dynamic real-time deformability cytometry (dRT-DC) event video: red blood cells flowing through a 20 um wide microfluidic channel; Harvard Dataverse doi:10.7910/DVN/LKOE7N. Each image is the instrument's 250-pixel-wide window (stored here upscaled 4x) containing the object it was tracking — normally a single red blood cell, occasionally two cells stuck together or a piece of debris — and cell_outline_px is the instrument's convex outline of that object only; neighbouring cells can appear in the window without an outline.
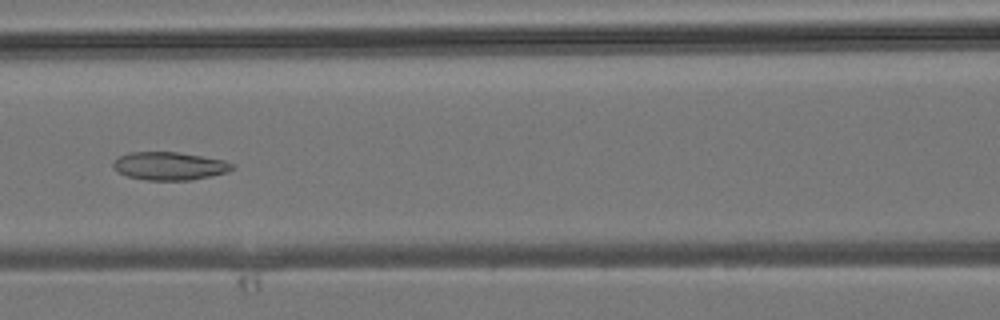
{"species": "common noctule bat (a hibernating species)", "species_latin": "Nyctalus noctula", "temperature_condition": "room temperature", "stored_images_in_passage": 42, "camera_frame_rate_fps": 3000, "um_per_image_px": 0.085, "animal": {"sex": "male", "body_mass_g": 19.2, "forearm_length_mm": 51.8}, "frame": {"image": 1, "passage_image": 19, "time_ms": 6.0, "image_size_px": [1000, 320], "cell_outline_px": [[236, 168], [228, 172], [212, 176], [192, 180], [148, 180], [128, 176], [116, 172], [112, 168], [112, 164], [120, 156], [128, 152], [180, 152], [224, 160], [236, 164]], "centroid_in_image_um": [14.45, 14.11], "position_along_channel_um": 152.2, "area_um2": 19.71}}
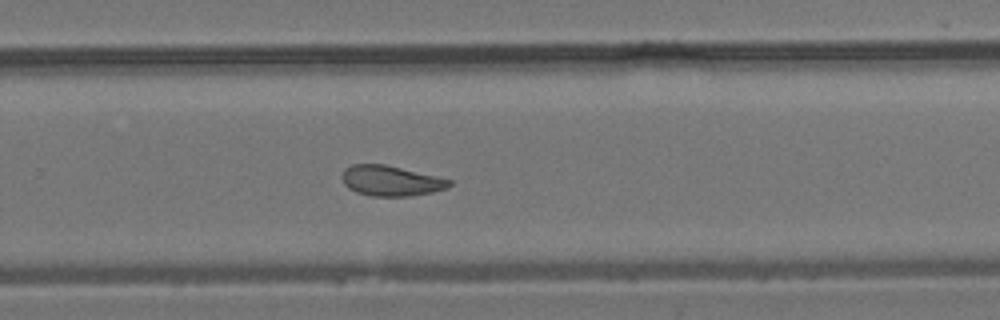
{"frame": {"image": 2, "passage_image": 28, "time_ms": 9.0, "image_size_px": [1000, 320], "cell_outline_px": [[452, 184], [448, 188], [432, 192], [408, 196], [372, 196], [356, 192], [348, 188], [344, 184], [344, 168], [352, 164], [384, 164], [436, 176], [452, 180]], "centroid_in_image_um": [33.24, 15.37], "position_along_channel_um": 296.6, "area_um2": 18.79}}
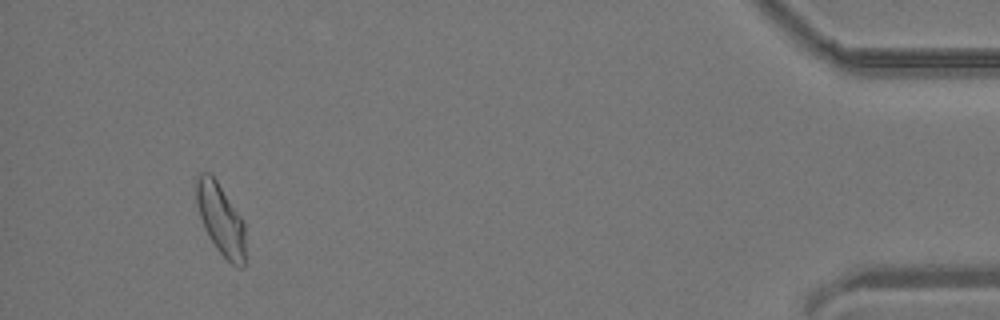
{"frame": {"image": 3, "passage_image": 40, "time_ms": 13.0, "image_size_px": [1000, 320], "cell_outline_px": [[244, 268], [240, 268], [232, 264], [216, 248], [208, 236], [204, 228], [196, 204], [196, 176], [200, 172], [208, 172], [216, 180], [240, 216], [244, 224]], "centroid_in_image_um": [18.73, 18.63], "position_along_channel_um": 416.5, "area_um2": 20.06}}